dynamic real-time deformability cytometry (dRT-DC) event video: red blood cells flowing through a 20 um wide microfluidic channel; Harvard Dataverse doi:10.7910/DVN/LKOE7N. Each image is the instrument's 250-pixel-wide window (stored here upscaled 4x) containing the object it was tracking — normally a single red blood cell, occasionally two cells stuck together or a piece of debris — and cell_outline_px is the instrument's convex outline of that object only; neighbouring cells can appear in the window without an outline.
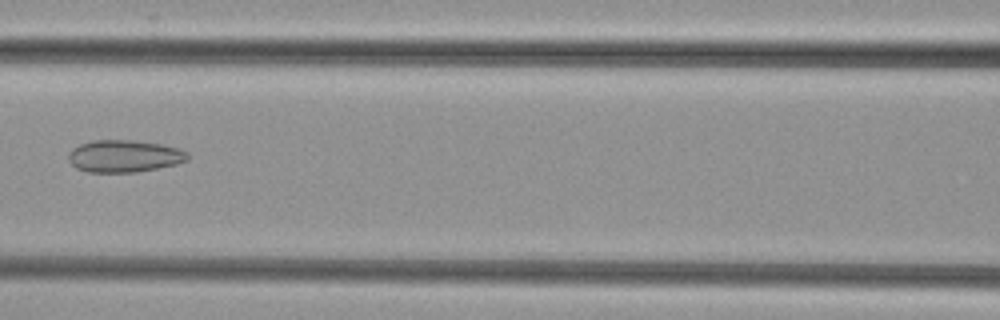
{"species": "common noctule bat (a hibernating species)", "species_latin": "Nyctalus noctula", "temperature_condition": "cold", "stored_images_in_passage": 7, "camera_frame_rate_fps": 3000, "um_per_image_px": 0.085, "animal": {"sex": "female", "body_mass_g": 29.2, "forearm_length_mm": 56.3}, "frame": {"image": 1, "passage_image": 6, "time_ms": 1.667, "image_size_px": [1000, 320], "cell_outline_px": [[188, 160], [176, 164], [136, 172], [88, 172], [76, 168], [68, 160], [68, 152], [72, 148], [80, 144], [92, 140], [132, 140], [160, 144], [176, 148], [188, 152]], "centroid_in_image_um": [10.52, 13.27], "position_along_channel_um": 156.1, "area_um2": 22.31}}
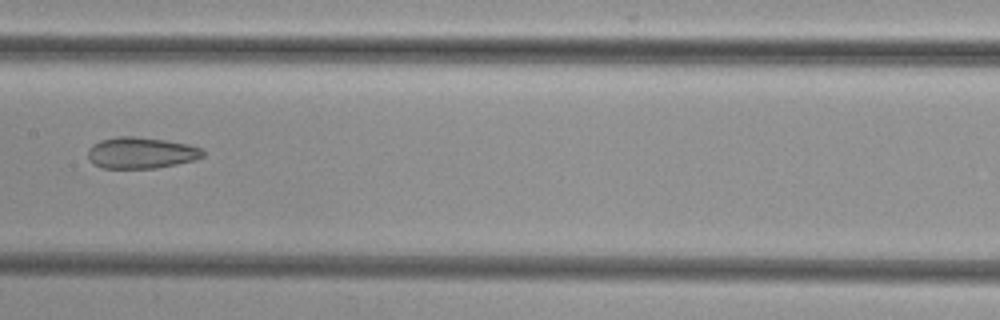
{"frame": {"image": 2, "passage_image": 7, "time_ms": 2.0, "image_size_px": [1000, 320], "cell_outline_px": [[204, 156], [196, 160], [156, 168], [100, 168], [88, 160], [88, 148], [92, 144], [100, 140], [120, 136], [132, 136], [164, 140], [188, 144], [204, 148]], "centroid_in_image_um": [11.99, 12.99], "position_along_channel_um": 195.4, "area_um2": 21.15}}